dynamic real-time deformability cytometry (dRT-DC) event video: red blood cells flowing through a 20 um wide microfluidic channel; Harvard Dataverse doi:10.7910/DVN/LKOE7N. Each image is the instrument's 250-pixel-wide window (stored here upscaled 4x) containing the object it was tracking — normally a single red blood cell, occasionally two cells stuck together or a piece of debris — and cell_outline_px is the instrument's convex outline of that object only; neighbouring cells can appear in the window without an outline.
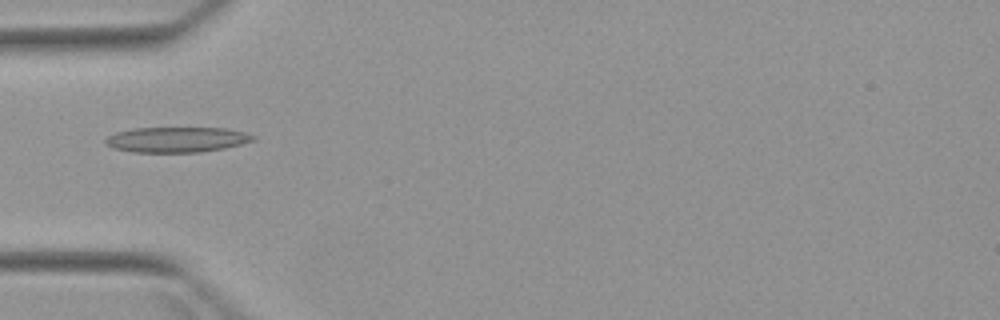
{"species": "Egyptian fruit bat (a non-hibernating species)", "species_latin": "Rousettus aegyptiacus", "temperature_condition": "warm", "stored_images_in_passage": 5, "camera_frame_rate_fps": 3000, "um_per_image_px": 0.085, "animal": {"sex": "female"}, "frame": {"image": 1, "passage_image": 4, "time_ms": 3.667, "image_size_px": [1000, 320], "cell_outline_px": [[256, 140], [224, 148], [200, 152], [132, 152], [112, 148], [104, 144], [104, 140], [108, 136], [116, 132], [136, 128], [228, 128], [244, 132], [256, 136]], "centroid_in_image_um": [15.01, 11.87], "position_along_channel_um": 70.0, "area_um2": 21.85}}
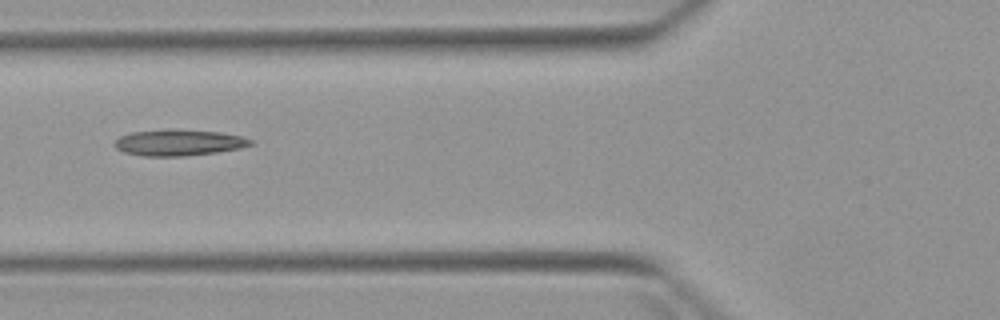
{"frame": {"image": 2, "passage_image": 5, "time_ms": 4.667, "image_size_px": [1000, 320], "cell_outline_px": [[256, 144], [240, 148], [216, 152], [180, 156], [144, 156], [124, 152], [116, 148], [112, 144], [120, 136], [132, 132], [164, 128], [172, 128], [220, 132], [240, 136], [252, 140]], "centroid_in_image_um": [15.18, 12.1], "position_along_channel_um": 110.6, "area_um2": 20.98}}